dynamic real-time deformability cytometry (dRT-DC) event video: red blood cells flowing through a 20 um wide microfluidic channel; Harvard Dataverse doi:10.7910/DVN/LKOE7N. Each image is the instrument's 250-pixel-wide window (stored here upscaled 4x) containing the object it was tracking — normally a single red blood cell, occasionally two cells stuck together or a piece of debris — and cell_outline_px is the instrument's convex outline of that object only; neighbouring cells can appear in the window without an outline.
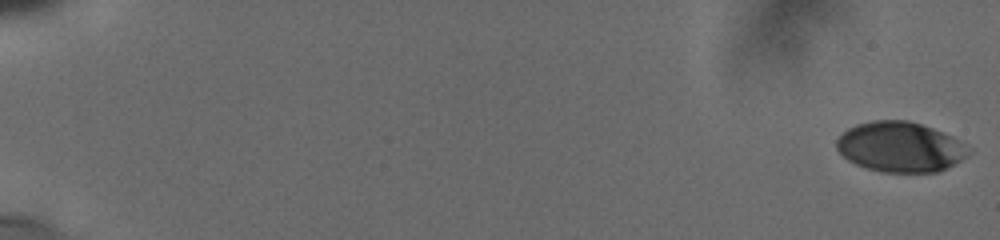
{"species": "human", "species_latin": "Homo sapiens", "temperature_condition": "cold", "stored_images_in_passage": 55, "camera_frame_rate_fps": 3000, "um_per_image_px": 0.085, "donor": {"sex": "male"}, "frame": {"image": 1, "passage_image": 1, "time_ms": 0.0, "image_size_px": [1000, 240], "cell_outline_px": [[964, 156], [960, 160], [936, 172], [884, 172], [868, 168], [856, 164], [848, 160], [836, 148], [836, 140], [848, 128], [856, 124], [872, 120], [908, 120], [932, 128], [948, 136], [952, 140]], "centroid_in_image_um": [76.32, 12.48], "position_along_channel_um": 8.7, "area_um2": 36.93}}
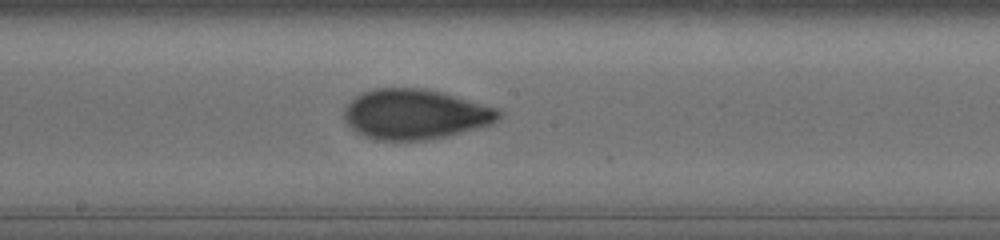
{"frame": {"image": 2, "passage_image": 32, "time_ms": 11.0, "image_size_px": [1000, 240], "cell_outline_px": [[500, 116], [492, 124], [428, 140], [376, 140], [364, 136], [356, 132], [344, 120], [344, 108], [356, 96], [364, 92], [376, 88], [416, 88], [440, 92], [496, 108], [500, 112]], "centroid_in_image_um": [35.23, 9.72], "position_along_channel_um": 213.0, "area_um2": 44.45}}
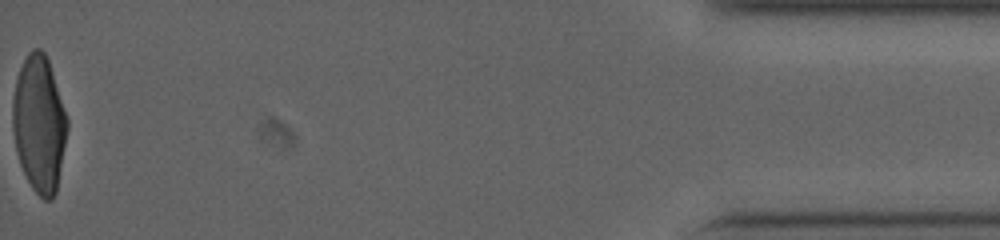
{"frame": {"image": 3, "passage_image": 55, "time_ms": 19.0, "image_size_px": [1000, 240], "cell_outline_px": [[68, 128], [56, 192], [52, 200], [44, 200], [32, 188], [20, 164], [16, 152], [12, 128], [12, 100], [16, 80], [20, 68], [28, 52], [32, 48], [40, 48], [44, 52], [48, 60], [68, 120]], "centroid_in_image_um": [3.32, 10.53], "position_along_channel_um": 431.9, "area_um2": 43.29}, "authors_computed_cell_mechanics": {"area_um2": 43.061, "velocity_mm_per_s": 3.762, "shape_relaxation_time_tau1_ms": 3.553, "shape_relaxation_time_tau2_ms": 1.091, "deformation_change_tau1": 0.1708, "deformation_change_tau2": 0.0593}}